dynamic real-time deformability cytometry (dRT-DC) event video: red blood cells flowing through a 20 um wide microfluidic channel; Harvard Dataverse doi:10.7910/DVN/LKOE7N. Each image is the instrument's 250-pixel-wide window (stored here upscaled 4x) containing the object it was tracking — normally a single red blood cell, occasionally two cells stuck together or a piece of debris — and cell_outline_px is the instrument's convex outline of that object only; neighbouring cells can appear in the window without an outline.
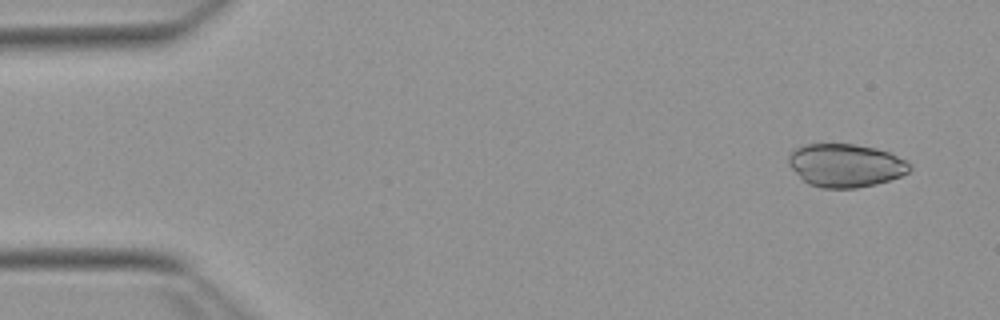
{"species": "Egyptian fruit bat (a non-hibernating species)", "species_latin": "Rousettus aegyptiacus", "temperature_condition": "warm", "stored_images_in_passage": 51, "camera_frame_rate_fps": 3000, "um_per_image_px": 0.085, "animal": {"sex": "female"}, "frame": {"image": 1, "passage_image": 2, "time_ms": 0.333, "image_size_px": [1000, 320], "cell_outline_px": [[912, 168], [908, 172], [900, 176], [876, 184], [856, 188], [820, 188], [808, 184], [788, 164], [788, 156], [792, 148], [804, 144], [856, 144], [876, 148], [888, 152], [904, 160]], "centroid_in_image_um": [71.83, 14.05], "position_along_channel_um": 13.2, "area_um2": 30.46}}
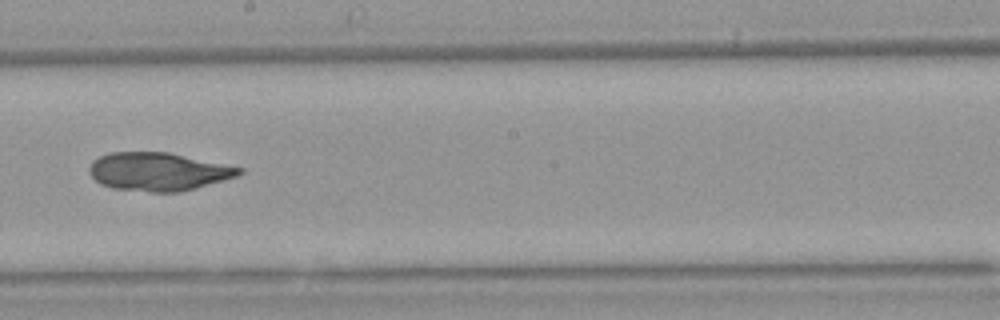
{"frame": {"image": 2, "passage_image": 28, "time_ms": 9.0, "image_size_px": [1000, 320], "cell_outline_px": [[244, 172], [236, 176], [196, 188], [180, 192], [152, 192], [112, 188], [100, 184], [88, 172], [88, 168], [92, 160], [108, 152], [168, 152], [244, 168]], "centroid_in_image_um": [13.43, 14.58], "position_along_channel_um": 234.8, "area_um2": 33.41}}
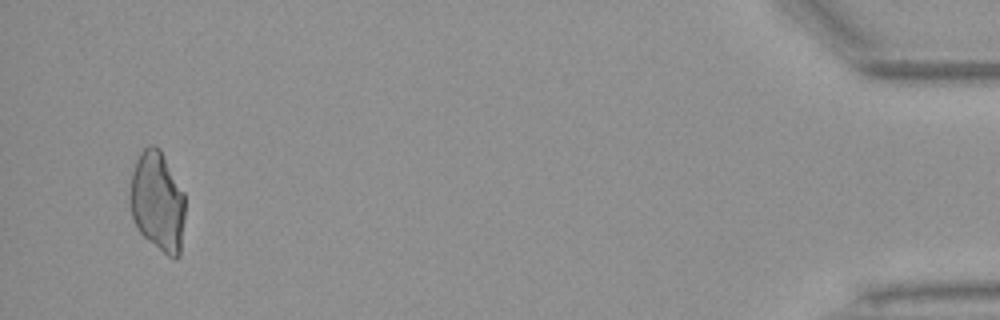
{"frame": {"image": 3, "passage_image": 49, "time_ms": 16.0, "image_size_px": [1000, 320], "cell_outline_px": [[184, 216], [180, 256], [176, 260], [168, 256], [148, 240], [136, 228], [132, 216], [128, 200], [128, 196], [132, 172], [136, 160], [140, 152], [148, 144], [152, 144], [160, 148], [184, 192]], "centroid_in_image_um": [13.37, 17.12], "position_along_channel_um": 421.8, "area_um2": 32.48}}